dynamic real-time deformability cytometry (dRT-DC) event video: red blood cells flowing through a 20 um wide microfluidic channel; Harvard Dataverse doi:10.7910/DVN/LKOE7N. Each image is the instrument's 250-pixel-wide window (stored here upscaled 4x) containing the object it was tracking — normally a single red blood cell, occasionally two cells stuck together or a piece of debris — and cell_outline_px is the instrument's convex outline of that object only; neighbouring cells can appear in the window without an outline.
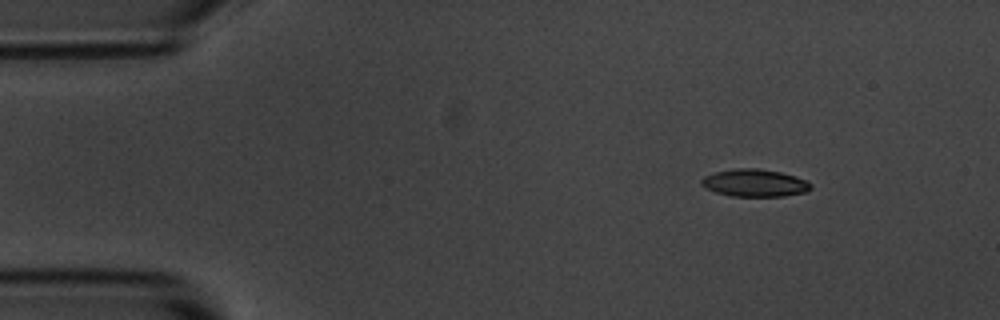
{"species": "common noctule bat (a hibernating species)", "species_latin": "Nyctalus noctula", "temperature_condition": "room temperature", "stored_images_in_passage": 4, "camera_frame_rate_fps": 3000, "um_per_image_px": 0.085, "animal": {"sex": "male", "body_mass_g": 20.1, "forearm_length_mm": 53.5}, "frame": {"image": 1, "passage_image": 1, "time_ms": 0.0, "image_size_px": [1000, 320], "cell_outline_px": [[812, 188], [808, 192], [784, 196], [732, 196], [716, 192], [700, 184], [700, 180], [704, 176], [716, 172], [736, 168], [760, 168], [780, 172], [796, 176], [808, 180], [812, 184]], "centroid_in_image_um": [64.21, 15.54], "position_along_channel_um": 20.8, "area_um2": 17.63}}
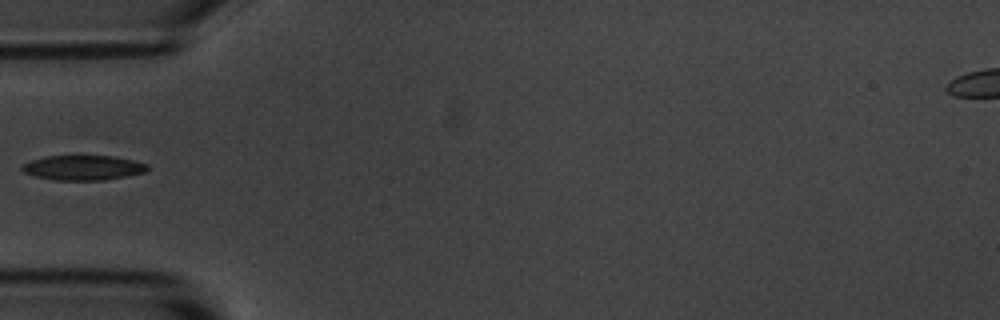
{"frame": {"image": 2, "passage_image": 4, "time_ms": 3.667, "image_size_px": [1000, 320], "cell_outline_px": [[148, 168], [144, 172], [104, 180], [56, 180], [36, 176], [24, 172], [20, 168], [20, 164], [32, 160], [48, 156], [112, 156], [132, 160], [148, 164]], "centroid_in_image_um": [7.03, 14.25], "position_along_channel_um": 78.0, "area_um2": 17.92}}